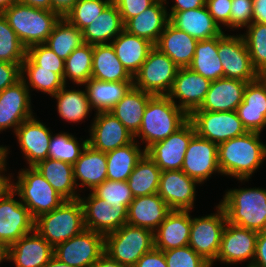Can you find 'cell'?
Wrapping results in <instances>:
<instances>
[{"mask_svg": "<svg viewBox=\"0 0 266 267\" xmlns=\"http://www.w3.org/2000/svg\"><path fill=\"white\" fill-rule=\"evenodd\" d=\"M217 53L218 36L208 40H199L188 67L211 81L224 78L222 63Z\"/></svg>", "mask_w": 266, "mask_h": 267, "instance_id": "f35d334b", "label": "cell"}, {"mask_svg": "<svg viewBox=\"0 0 266 267\" xmlns=\"http://www.w3.org/2000/svg\"><path fill=\"white\" fill-rule=\"evenodd\" d=\"M17 2L18 0H0V14H3L10 6Z\"/></svg>", "mask_w": 266, "mask_h": 267, "instance_id": "89a4df30", "label": "cell"}, {"mask_svg": "<svg viewBox=\"0 0 266 267\" xmlns=\"http://www.w3.org/2000/svg\"><path fill=\"white\" fill-rule=\"evenodd\" d=\"M3 171H7L6 168H0V198L9 190L11 189V179L12 176H6L2 173ZM11 178V179H10Z\"/></svg>", "mask_w": 266, "mask_h": 267, "instance_id": "03108f58", "label": "cell"}, {"mask_svg": "<svg viewBox=\"0 0 266 267\" xmlns=\"http://www.w3.org/2000/svg\"><path fill=\"white\" fill-rule=\"evenodd\" d=\"M153 95L132 86L109 111L134 136L140 129L144 110Z\"/></svg>", "mask_w": 266, "mask_h": 267, "instance_id": "836d02e7", "label": "cell"}, {"mask_svg": "<svg viewBox=\"0 0 266 267\" xmlns=\"http://www.w3.org/2000/svg\"><path fill=\"white\" fill-rule=\"evenodd\" d=\"M178 66L155 46L133 77V86L152 95H167L171 90Z\"/></svg>", "mask_w": 266, "mask_h": 267, "instance_id": "ba28073f", "label": "cell"}, {"mask_svg": "<svg viewBox=\"0 0 266 267\" xmlns=\"http://www.w3.org/2000/svg\"><path fill=\"white\" fill-rule=\"evenodd\" d=\"M230 28L241 29L252 23L253 0H231Z\"/></svg>", "mask_w": 266, "mask_h": 267, "instance_id": "f5cc1de1", "label": "cell"}, {"mask_svg": "<svg viewBox=\"0 0 266 267\" xmlns=\"http://www.w3.org/2000/svg\"><path fill=\"white\" fill-rule=\"evenodd\" d=\"M257 235L258 231L242 228L227 222L215 261L236 264L250 260L247 267H251L255 256Z\"/></svg>", "mask_w": 266, "mask_h": 267, "instance_id": "2e32d148", "label": "cell"}, {"mask_svg": "<svg viewBox=\"0 0 266 267\" xmlns=\"http://www.w3.org/2000/svg\"><path fill=\"white\" fill-rule=\"evenodd\" d=\"M44 267H73L64 262L59 261L55 256Z\"/></svg>", "mask_w": 266, "mask_h": 267, "instance_id": "a7ac6f4b", "label": "cell"}, {"mask_svg": "<svg viewBox=\"0 0 266 267\" xmlns=\"http://www.w3.org/2000/svg\"><path fill=\"white\" fill-rule=\"evenodd\" d=\"M104 253V235L84 229L54 248V256L73 267H91Z\"/></svg>", "mask_w": 266, "mask_h": 267, "instance_id": "4fadbf2b", "label": "cell"}, {"mask_svg": "<svg viewBox=\"0 0 266 267\" xmlns=\"http://www.w3.org/2000/svg\"><path fill=\"white\" fill-rule=\"evenodd\" d=\"M92 193L106 204L112 207H129L134 196L127 181H111L106 179L100 185L96 186Z\"/></svg>", "mask_w": 266, "mask_h": 267, "instance_id": "681fc988", "label": "cell"}, {"mask_svg": "<svg viewBox=\"0 0 266 267\" xmlns=\"http://www.w3.org/2000/svg\"><path fill=\"white\" fill-rule=\"evenodd\" d=\"M167 2V0H165ZM176 2V3H175ZM206 0H174L171 11H185L205 6Z\"/></svg>", "mask_w": 266, "mask_h": 267, "instance_id": "91938a15", "label": "cell"}, {"mask_svg": "<svg viewBox=\"0 0 266 267\" xmlns=\"http://www.w3.org/2000/svg\"><path fill=\"white\" fill-rule=\"evenodd\" d=\"M66 84L52 96L57 100V112L67 122H80L92 111L87 91L68 90Z\"/></svg>", "mask_w": 266, "mask_h": 267, "instance_id": "ab89813d", "label": "cell"}, {"mask_svg": "<svg viewBox=\"0 0 266 267\" xmlns=\"http://www.w3.org/2000/svg\"><path fill=\"white\" fill-rule=\"evenodd\" d=\"M189 120L198 136L217 145L247 132L236 111H193Z\"/></svg>", "mask_w": 266, "mask_h": 267, "instance_id": "8fae6325", "label": "cell"}, {"mask_svg": "<svg viewBox=\"0 0 266 267\" xmlns=\"http://www.w3.org/2000/svg\"><path fill=\"white\" fill-rule=\"evenodd\" d=\"M197 180L182 170L162 171L157 194L171 210H192L196 195Z\"/></svg>", "mask_w": 266, "mask_h": 267, "instance_id": "44dd1931", "label": "cell"}, {"mask_svg": "<svg viewBox=\"0 0 266 267\" xmlns=\"http://www.w3.org/2000/svg\"><path fill=\"white\" fill-rule=\"evenodd\" d=\"M75 185L87 187L91 191L107 179L106 153L93 149L89 144L83 149L73 164ZM81 181L78 184L77 181Z\"/></svg>", "mask_w": 266, "mask_h": 267, "instance_id": "1f68e13d", "label": "cell"}, {"mask_svg": "<svg viewBox=\"0 0 266 267\" xmlns=\"http://www.w3.org/2000/svg\"><path fill=\"white\" fill-rule=\"evenodd\" d=\"M205 5L214 21L220 27L224 25L230 28L231 0H206Z\"/></svg>", "mask_w": 266, "mask_h": 267, "instance_id": "11a10c76", "label": "cell"}, {"mask_svg": "<svg viewBox=\"0 0 266 267\" xmlns=\"http://www.w3.org/2000/svg\"><path fill=\"white\" fill-rule=\"evenodd\" d=\"M21 79V64L0 61V92Z\"/></svg>", "mask_w": 266, "mask_h": 267, "instance_id": "9f6ffc18", "label": "cell"}, {"mask_svg": "<svg viewBox=\"0 0 266 267\" xmlns=\"http://www.w3.org/2000/svg\"><path fill=\"white\" fill-rule=\"evenodd\" d=\"M252 22L266 24V0H253Z\"/></svg>", "mask_w": 266, "mask_h": 267, "instance_id": "6125c7cd", "label": "cell"}, {"mask_svg": "<svg viewBox=\"0 0 266 267\" xmlns=\"http://www.w3.org/2000/svg\"><path fill=\"white\" fill-rule=\"evenodd\" d=\"M28 167L20 169L17 182H11V189L19 196L20 201L27 207L35 220L58 208L65 199L34 166Z\"/></svg>", "mask_w": 266, "mask_h": 267, "instance_id": "5b68a950", "label": "cell"}, {"mask_svg": "<svg viewBox=\"0 0 266 267\" xmlns=\"http://www.w3.org/2000/svg\"><path fill=\"white\" fill-rule=\"evenodd\" d=\"M135 139L122 147L107 152V179L111 181H127L138 161L146 153L139 148Z\"/></svg>", "mask_w": 266, "mask_h": 267, "instance_id": "8d00e7d4", "label": "cell"}, {"mask_svg": "<svg viewBox=\"0 0 266 267\" xmlns=\"http://www.w3.org/2000/svg\"><path fill=\"white\" fill-rule=\"evenodd\" d=\"M218 145L195 134L187 147L182 171L203 184L214 173H220Z\"/></svg>", "mask_w": 266, "mask_h": 267, "instance_id": "9a60e30c", "label": "cell"}, {"mask_svg": "<svg viewBox=\"0 0 266 267\" xmlns=\"http://www.w3.org/2000/svg\"><path fill=\"white\" fill-rule=\"evenodd\" d=\"M189 115L179 108L167 95H153L144 110L142 123L134 139L141 138L147 150L181 128Z\"/></svg>", "mask_w": 266, "mask_h": 267, "instance_id": "7a4b0ae2", "label": "cell"}, {"mask_svg": "<svg viewBox=\"0 0 266 267\" xmlns=\"http://www.w3.org/2000/svg\"><path fill=\"white\" fill-rule=\"evenodd\" d=\"M34 117L25 120L14 133L29 166H35L48 158L49 143L53 134L43 122Z\"/></svg>", "mask_w": 266, "mask_h": 267, "instance_id": "cb8c5ba5", "label": "cell"}, {"mask_svg": "<svg viewBox=\"0 0 266 267\" xmlns=\"http://www.w3.org/2000/svg\"><path fill=\"white\" fill-rule=\"evenodd\" d=\"M260 134L246 132L218 145L221 175H229L240 182L249 181L266 159V144L260 141Z\"/></svg>", "mask_w": 266, "mask_h": 267, "instance_id": "6da1fadb", "label": "cell"}, {"mask_svg": "<svg viewBox=\"0 0 266 267\" xmlns=\"http://www.w3.org/2000/svg\"><path fill=\"white\" fill-rule=\"evenodd\" d=\"M27 48L9 26L7 19L0 14V61L22 64Z\"/></svg>", "mask_w": 266, "mask_h": 267, "instance_id": "7dc6e473", "label": "cell"}, {"mask_svg": "<svg viewBox=\"0 0 266 267\" xmlns=\"http://www.w3.org/2000/svg\"><path fill=\"white\" fill-rule=\"evenodd\" d=\"M236 112L247 132L261 133L266 127V81L261 76L247 83Z\"/></svg>", "mask_w": 266, "mask_h": 267, "instance_id": "603a6c76", "label": "cell"}, {"mask_svg": "<svg viewBox=\"0 0 266 267\" xmlns=\"http://www.w3.org/2000/svg\"><path fill=\"white\" fill-rule=\"evenodd\" d=\"M26 55L40 69L50 70L64 79L65 60L59 58L45 43L30 46Z\"/></svg>", "mask_w": 266, "mask_h": 267, "instance_id": "f907efd6", "label": "cell"}, {"mask_svg": "<svg viewBox=\"0 0 266 267\" xmlns=\"http://www.w3.org/2000/svg\"><path fill=\"white\" fill-rule=\"evenodd\" d=\"M91 267H128L112 259L105 252Z\"/></svg>", "mask_w": 266, "mask_h": 267, "instance_id": "be15d7a7", "label": "cell"}, {"mask_svg": "<svg viewBox=\"0 0 266 267\" xmlns=\"http://www.w3.org/2000/svg\"><path fill=\"white\" fill-rule=\"evenodd\" d=\"M217 54L222 63L224 78L252 82L261 76L252 65L242 34L234 36L223 32L218 36Z\"/></svg>", "mask_w": 266, "mask_h": 267, "instance_id": "30bf717a", "label": "cell"}, {"mask_svg": "<svg viewBox=\"0 0 266 267\" xmlns=\"http://www.w3.org/2000/svg\"><path fill=\"white\" fill-rule=\"evenodd\" d=\"M165 4H167L165 0H156L139 15L128 19L124 23V30L155 45L169 23V15Z\"/></svg>", "mask_w": 266, "mask_h": 267, "instance_id": "83f0119b", "label": "cell"}, {"mask_svg": "<svg viewBox=\"0 0 266 267\" xmlns=\"http://www.w3.org/2000/svg\"><path fill=\"white\" fill-rule=\"evenodd\" d=\"M84 210L86 229L107 235L127 223V207H112L91 191L88 197L79 198Z\"/></svg>", "mask_w": 266, "mask_h": 267, "instance_id": "d6986e66", "label": "cell"}, {"mask_svg": "<svg viewBox=\"0 0 266 267\" xmlns=\"http://www.w3.org/2000/svg\"><path fill=\"white\" fill-rule=\"evenodd\" d=\"M18 2L38 9L52 10L51 0H18Z\"/></svg>", "mask_w": 266, "mask_h": 267, "instance_id": "e7e4bbea", "label": "cell"}, {"mask_svg": "<svg viewBox=\"0 0 266 267\" xmlns=\"http://www.w3.org/2000/svg\"><path fill=\"white\" fill-rule=\"evenodd\" d=\"M134 267H168L165 255L162 250L155 247L145 253L135 264Z\"/></svg>", "mask_w": 266, "mask_h": 267, "instance_id": "6f0895ef", "label": "cell"}, {"mask_svg": "<svg viewBox=\"0 0 266 267\" xmlns=\"http://www.w3.org/2000/svg\"><path fill=\"white\" fill-rule=\"evenodd\" d=\"M211 80L189 67L179 68L167 96L183 111L190 115L198 109L210 88ZM179 99L177 104V101Z\"/></svg>", "mask_w": 266, "mask_h": 267, "instance_id": "e0dca14e", "label": "cell"}, {"mask_svg": "<svg viewBox=\"0 0 266 267\" xmlns=\"http://www.w3.org/2000/svg\"><path fill=\"white\" fill-rule=\"evenodd\" d=\"M30 90L20 79L0 92V133L8 128L16 129L33 117Z\"/></svg>", "mask_w": 266, "mask_h": 267, "instance_id": "ffe728a7", "label": "cell"}, {"mask_svg": "<svg viewBox=\"0 0 266 267\" xmlns=\"http://www.w3.org/2000/svg\"><path fill=\"white\" fill-rule=\"evenodd\" d=\"M163 252L168 267H211V264L189 245Z\"/></svg>", "mask_w": 266, "mask_h": 267, "instance_id": "816d5d0a", "label": "cell"}, {"mask_svg": "<svg viewBox=\"0 0 266 267\" xmlns=\"http://www.w3.org/2000/svg\"><path fill=\"white\" fill-rule=\"evenodd\" d=\"M251 267H266V231L258 232L254 261Z\"/></svg>", "mask_w": 266, "mask_h": 267, "instance_id": "680465c9", "label": "cell"}, {"mask_svg": "<svg viewBox=\"0 0 266 267\" xmlns=\"http://www.w3.org/2000/svg\"><path fill=\"white\" fill-rule=\"evenodd\" d=\"M216 213L192 218L189 246L206 261L215 262L220 248L224 227L227 223L223 208L218 204Z\"/></svg>", "mask_w": 266, "mask_h": 267, "instance_id": "9c48e42d", "label": "cell"}, {"mask_svg": "<svg viewBox=\"0 0 266 267\" xmlns=\"http://www.w3.org/2000/svg\"><path fill=\"white\" fill-rule=\"evenodd\" d=\"M243 34L252 65L261 75L266 71V24L252 22Z\"/></svg>", "mask_w": 266, "mask_h": 267, "instance_id": "bcb514c9", "label": "cell"}, {"mask_svg": "<svg viewBox=\"0 0 266 267\" xmlns=\"http://www.w3.org/2000/svg\"><path fill=\"white\" fill-rule=\"evenodd\" d=\"M169 22L177 29L199 40H208L220 36L223 31L205 6L185 11L168 12Z\"/></svg>", "mask_w": 266, "mask_h": 267, "instance_id": "4316f807", "label": "cell"}, {"mask_svg": "<svg viewBox=\"0 0 266 267\" xmlns=\"http://www.w3.org/2000/svg\"><path fill=\"white\" fill-rule=\"evenodd\" d=\"M162 170L145 153L127 180L134 197L156 194Z\"/></svg>", "mask_w": 266, "mask_h": 267, "instance_id": "60d3db41", "label": "cell"}, {"mask_svg": "<svg viewBox=\"0 0 266 267\" xmlns=\"http://www.w3.org/2000/svg\"><path fill=\"white\" fill-rule=\"evenodd\" d=\"M171 211L156 193L134 197L127 210V223L155 231Z\"/></svg>", "mask_w": 266, "mask_h": 267, "instance_id": "f1b7e54d", "label": "cell"}, {"mask_svg": "<svg viewBox=\"0 0 266 267\" xmlns=\"http://www.w3.org/2000/svg\"><path fill=\"white\" fill-rule=\"evenodd\" d=\"M190 210H171L165 220L154 231V246L167 251L189 244L191 216Z\"/></svg>", "mask_w": 266, "mask_h": 267, "instance_id": "484cf974", "label": "cell"}, {"mask_svg": "<svg viewBox=\"0 0 266 267\" xmlns=\"http://www.w3.org/2000/svg\"><path fill=\"white\" fill-rule=\"evenodd\" d=\"M122 21L118 7L111 2L82 32L87 44H110L122 31Z\"/></svg>", "mask_w": 266, "mask_h": 267, "instance_id": "d6a6232c", "label": "cell"}, {"mask_svg": "<svg viewBox=\"0 0 266 267\" xmlns=\"http://www.w3.org/2000/svg\"><path fill=\"white\" fill-rule=\"evenodd\" d=\"M95 114L88 138V144L93 149L107 153L134 140V136L112 113L100 111Z\"/></svg>", "mask_w": 266, "mask_h": 267, "instance_id": "ac0fdd59", "label": "cell"}, {"mask_svg": "<svg viewBox=\"0 0 266 267\" xmlns=\"http://www.w3.org/2000/svg\"><path fill=\"white\" fill-rule=\"evenodd\" d=\"M261 77L266 81V71L261 74Z\"/></svg>", "mask_w": 266, "mask_h": 267, "instance_id": "8c879c8a", "label": "cell"}, {"mask_svg": "<svg viewBox=\"0 0 266 267\" xmlns=\"http://www.w3.org/2000/svg\"><path fill=\"white\" fill-rule=\"evenodd\" d=\"M3 16L26 48L45 43L61 18L52 10L38 9L19 2L10 6Z\"/></svg>", "mask_w": 266, "mask_h": 267, "instance_id": "277c9868", "label": "cell"}, {"mask_svg": "<svg viewBox=\"0 0 266 267\" xmlns=\"http://www.w3.org/2000/svg\"><path fill=\"white\" fill-rule=\"evenodd\" d=\"M155 1L156 0H112L118 7L123 23L128 19L139 15Z\"/></svg>", "mask_w": 266, "mask_h": 267, "instance_id": "db71d44e", "label": "cell"}, {"mask_svg": "<svg viewBox=\"0 0 266 267\" xmlns=\"http://www.w3.org/2000/svg\"><path fill=\"white\" fill-rule=\"evenodd\" d=\"M197 42V39L169 22L154 46L166 54L178 68H183L191 64Z\"/></svg>", "mask_w": 266, "mask_h": 267, "instance_id": "f546056e", "label": "cell"}, {"mask_svg": "<svg viewBox=\"0 0 266 267\" xmlns=\"http://www.w3.org/2000/svg\"><path fill=\"white\" fill-rule=\"evenodd\" d=\"M195 134L194 125L188 120L170 136L151 145L146 153L162 171L181 170L188 144Z\"/></svg>", "mask_w": 266, "mask_h": 267, "instance_id": "5bb4252c", "label": "cell"}, {"mask_svg": "<svg viewBox=\"0 0 266 267\" xmlns=\"http://www.w3.org/2000/svg\"><path fill=\"white\" fill-rule=\"evenodd\" d=\"M15 195L9 189L0 198V246L4 250L34 230L35 220L27 207L15 200Z\"/></svg>", "mask_w": 266, "mask_h": 267, "instance_id": "7c38bea8", "label": "cell"}, {"mask_svg": "<svg viewBox=\"0 0 266 267\" xmlns=\"http://www.w3.org/2000/svg\"><path fill=\"white\" fill-rule=\"evenodd\" d=\"M83 32L64 17L55 24L45 44L61 59L66 58L84 44Z\"/></svg>", "mask_w": 266, "mask_h": 267, "instance_id": "b9f144b4", "label": "cell"}, {"mask_svg": "<svg viewBox=\"0 0 266 267\" xmlns=\"http://www.w3.org/2000/svg\"><path fill=\"white\" fill-rule=\"evenodd\" d=\"M91 78L104 82H133L111 44H95Z\"/></svg>", "mask_w": 266, "mask_h": 267, "instance_id": "e575fe53", "label": "cell"}, {"mask_svg": "<svg viewBox=\"0 0 266 267\" xmlns=\"http://www.w3.org/2000/svg\"><path fill=\"white\" fill-rule=\"evenodd\" d=\"M154 247L153 231L128 223L104 236V252L128 267H134Z\"/></svg>", "mask_w": 266, "mask_h": 267, "instance_id": "52a82bcc", "label": "cell"}, {"mask_svg": "<svg viewBox=\"0 0 266 267\" xmlns=\"http://www.w3.org/2000/svg\"><path fill=\"white\" fill-rule=\"evenodd\" d=\"M248 82L239 79L220 78L211 82L201 106L194 111H236L243 102Z\"/></svg>", "mask_w": 266, "mask_h": 267, "instance_id": "d4e9b609", "label": "cell"}, {"mask_svg": "<svg viewBox=\"0 0 266 267\" xmlns=\"http://www.w3.org/2000/svg\"><path fill=\"white\" fill-rule=\"evenodd\" d=\"M111 2L112 0H78L64 18L83 31Z\"/></svg>", "mask_w": 266, "mask_h": 267, "instance_id": "c3c4849f", "label": "cell"}, {"mask_svg": "<svg viewBox=\"0 0 266 267\" xmlns=\"http://www.w3.org/2000/svg\"><path fill=\"white\" fill-rule=\"evenodd\" d=\"M77 1L78 0H51L52 11L63 18L74 7Z\"/></svg>", "mask_w": 266, "mask_h": 267, "instance_id": "94428289", "label": "cell"}, {"mask_svg": "<svg viewBox=\"0 0 266 267\" xmlns=\"http://www.w3.org/2000/svg\"><path fill=\"white\" fill-rule=\"evenodd\" d=\"M34 167L65 200L80 198V194L75 191L77 188L72 164L47 158L38 162Z\"/></svg>", "mask_w": 266, "mask_h": 267, "instance_id": "d590c367", "label": "cell"}, {"mask_svg": "<svg viewBox=\"0 0 266 267\" xmlns=\"http://www.w3.org/2000/svg\"><path fill=\"white\" fill-rule=\"evenodd\" d=\"M94 45L84 43L76 48L65 60L64 82L71 80L74 84L85 85L92 74Z\"/></svg>", "mask_w": 266, "mask_h": 267, "instance_id": "ee69618b", "label": "cell"}, {"mask_svg": "<svg viewBox=\"0 0 266 267\" xmlns=\"http://www.w3.org/2000/svg\"><path fill=\"white\" fill-rule=\"evenodd\" d=\"M84 86L91 107L100 112L110 111L133 86V82H104L91 78Z\"/></svg>", "mask_w": 266, "mask_h": 267, "instance_id": "74e56055", "label": "cell"}, {"mask_svg": "<svg viewBox=\"0 0 266 267\" xmlns=\"http://www.w3.org/2000/svg\"><path fill=\"white\" fill-rule=\"evenodd\" d=\"M9 148H7L6 146H0V168H6L7 165V154L9 153L8 151Z\"/></svg>", "mask_w": 266, "mask_h": 267, "instance_id": "003e7915", "label": "cell"}, {"mask_svg": "<svg viewBox=\"0 0 266 267\" xmlns=\"http://www.w3.org/2000/svg\"><path fill=\"white\" fill-rule=\"evenodd\" d=\"M5 260V250L0 246V263Z\"/></svg>", "mask_w": 266, "mask_h": 267, "instance_id": "2644e50d", "label": "cell"}, {"mask_svg": "<svg viewBox=\"0 0 266 267\" xmlns=\"http://www.w3.org/2000/svg\"><path fill=\"white\" fill-rule=\"evenodd\" d=\"M34 229L54 248L81 233L86 228L80 199L65 200L58 208L39 216Z\"/></svg>", "mask_w": 266, "mask_h": 267, "instance_id": "8992f818", "label": "cell"}, {"mask_svg": "<svg viewBox=\"0 0 266 267\" xmlns=\"http://www.w3.org/2000/svg\"><path fill=\"white\" fill-rule=\"evenodd\" d=\"M88 139L83 140L81 145L74 135L67 132L52 134L49 143L48 158L74 164L80 157L83 149L87 146Z\"/></svg>", "mask_w": 266, "mask_h": 267, "instance_id": "f6af8a7d", "label": "cell"}, {"mask_svg": "<svg viewBox=\"0 0 266 267\" xmlns=\"http://www.w3.org/2000/svg\"><path fill=\"white\" fill-rule=\"evenodd\" d=\"M21 79L28 89L30 87L49 96L56 94L65 85L64 79L59 74L40 69L27 55L21 64Z\"/></svg>", "mask_w": 266, "mask_h": 267, "instance_id": "7bdbcfd3", "label": "cell"}, {"mask_svg": "<svg viewBox=\"0 0 266 267\" xmlns=\"http://www.w3.org/2000/svg\"><path fill=\"white\" fill-rule=\"evenodd\" d=\"M219 205L223 208L228 223L258 232L265 231L266 189H230Z\"/></svg>", "mask_w": 266, "mask_h": 267, "instance_id": "3957f363", "label": "cell"}, {"mask_svg": "<svg viewBox=\"0 0 266 267\" xmlns=\"http://www.w3.org/2000/svg\"><path fill=\"white\" fill-rule=\"evenodd\" d=\"M119 61L134 77L154 48L150 41L123 30L111 43Z\"/></svg>", "mask_w": 266, "mask_h": 267, "instance_id": "4dcf8cb0", "label": "cell"}, {"mask_svg": "<svg viewBox=\"0 0 266 267\" xmlns=\"http://www.w3.org/2000/svg\"><path fill=\"white\" fill-rule=\"evenodd\" d=\"M53 256L54 247L35 229L5 250V260L13 261L16 267H44Z\"/></svg>", "mask_w": 266, "mask_h": 267, "instance_id": "7402d4cb", "label": "cell"}]
</instances>
